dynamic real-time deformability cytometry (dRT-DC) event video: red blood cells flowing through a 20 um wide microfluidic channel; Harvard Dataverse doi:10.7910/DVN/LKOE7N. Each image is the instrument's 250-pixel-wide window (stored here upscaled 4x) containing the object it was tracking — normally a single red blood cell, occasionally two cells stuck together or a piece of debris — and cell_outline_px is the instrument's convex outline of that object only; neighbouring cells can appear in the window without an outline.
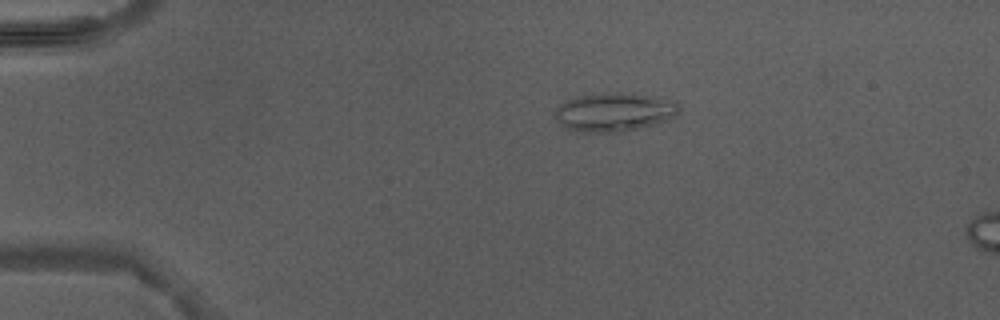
{"species": "Egyptian fruit bat (a non-hibernating species)", "species_latin": "Rousettus aegyptiacus", "temperature_condition": "warm", "stored_images_in_passage": 3, "camera_frame_rate_fps": 3000, "um_per_image_px": 0.085, "animal": {"sex": "male"}, "frame": {"image": 1, "passage_image": 1, "time_ms": 0.0, "image_size_px": [1000, 320], "cell_outline_px": [[680, 112], [672, 120], [640, 128], [616, 132], [576, 132], [564, 128], [552, 116], [552, 112], [560, 104], [576, 96], [612, 92], [632, 92], [676, 100], [680, 104]], "centroid_in_image_um": [52.24, 9.52], "position_along_channel_um": 32.8, "area_um2": 28.9}}